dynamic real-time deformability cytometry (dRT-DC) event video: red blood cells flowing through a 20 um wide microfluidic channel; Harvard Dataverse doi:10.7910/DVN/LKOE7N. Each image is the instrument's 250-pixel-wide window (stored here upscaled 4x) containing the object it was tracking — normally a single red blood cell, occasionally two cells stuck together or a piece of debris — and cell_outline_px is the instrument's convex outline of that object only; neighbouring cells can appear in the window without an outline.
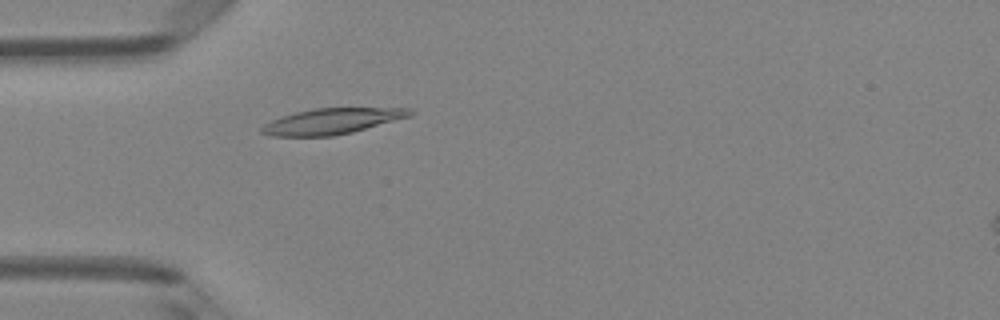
{"species": "Egyptian fruit bat (a non-hibernating species)", "species_latin": "Rousettus aegyptiacus", "temperature_condition": "room temperature", "stored_images_in_passage": 5, "camera_frame_rate_fps": 3000, "um_per_image_px": 0.085, "animal": {"sex": "female"}, "frame": {"image": 1, "passage_image": 4, "time_ms": 3.667, "image_size_px": [1000, 320], "cell_outline_px": [[416, 112], [412, 116], [352, 132], [332, 136], [272, 136], [260, 132], [260, 128], [264, 124], [280, 116], [296, 112], [316, 108], [412, 108]], "centroid_in_image_um": [28.24, 10.3], "position_along_channel_um": 56.8, "area_um2": 22.31}}